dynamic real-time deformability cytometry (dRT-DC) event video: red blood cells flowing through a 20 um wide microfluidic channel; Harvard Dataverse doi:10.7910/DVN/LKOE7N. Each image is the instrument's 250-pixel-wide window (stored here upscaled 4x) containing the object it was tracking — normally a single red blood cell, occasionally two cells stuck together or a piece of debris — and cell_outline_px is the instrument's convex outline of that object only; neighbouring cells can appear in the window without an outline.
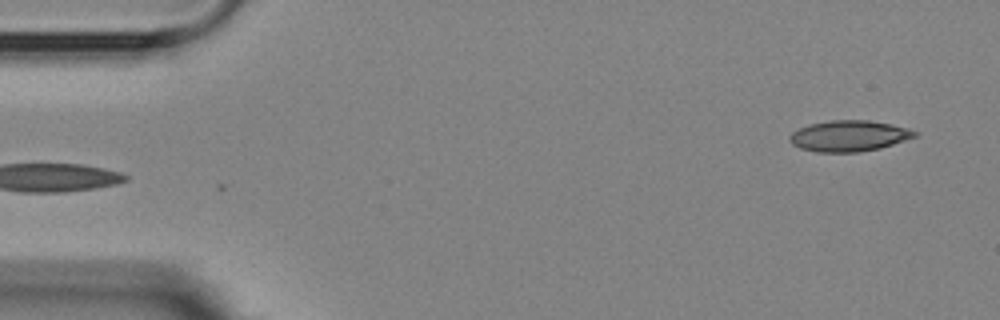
{"species": "Egyptian fruit bat (a non-hibernating species)", "species_latin": "Rousettus aegyptiacus", "temperature_condition": "room temperature", "stored_images_in_passage": 5, "segment_of_instrument_passage": [2, 2], "camera_frame_rate_fps": 3000, "um_per_image_px": 0.085, "animal": {"sex": "female"}, "frame": {"image": 1, "passage_image": 5, "time_ms": 5.0, "image_size_px": [1000, 320], "cell_outline_px": [[920, 136], [880, 148], [860, 152], [816, 152], [800, 148], [792, 144], [788, 140], [788, 136], [792, 132], [808, 124], [832, 120], [868, 120], [892, 124], [908, 128], [920, 132]], "centroid_in_image_um": [72.2, 11.55], "position_along_channel_um": 12.8, "area_um2": 22.89}}